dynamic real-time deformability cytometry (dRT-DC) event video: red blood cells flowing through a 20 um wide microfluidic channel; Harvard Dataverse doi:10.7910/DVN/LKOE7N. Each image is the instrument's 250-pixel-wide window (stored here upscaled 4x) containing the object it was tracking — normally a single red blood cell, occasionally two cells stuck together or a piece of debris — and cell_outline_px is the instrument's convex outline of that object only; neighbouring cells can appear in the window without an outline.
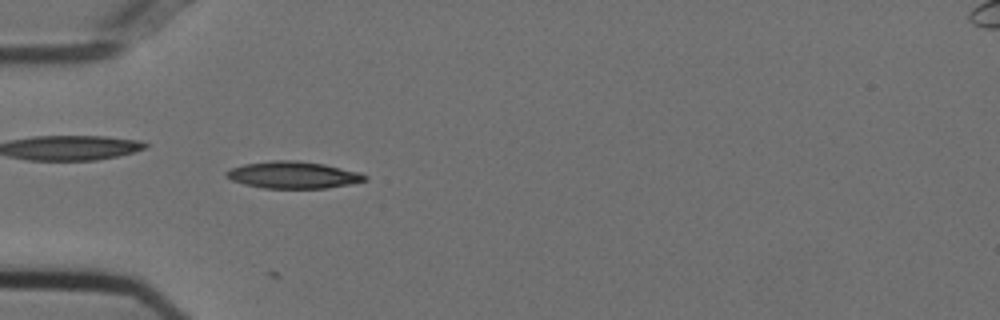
{"species": "Egyptian fruit bat (a non-hibernating species)", "species_latin": "Rousettus aegyptiacus", "temperature_condition": "cold", "stored_images_in_passage": 7, "camera_frame_rate_fps": 3000, "um_per_image_px": 0.085, "animal": {"sex": "female"}, "frame": {"image": 1, "passage_image": 1, "time_ms": 0.0, "image_size_px": [1000, 320], "cell_outline_px": [[368, 180], [328, 188], [264, 188], [244, 184], [232, 180], [224, 176], [224, 172], [232, 168], [244, 164], [272, 160], [296, 160], [324, 164], [360, 172], [368, 176]], "centroid_in_image_um": [24.92, 14.87], "position_along_channel_um": 60.1, "area_um2": 21.79}}
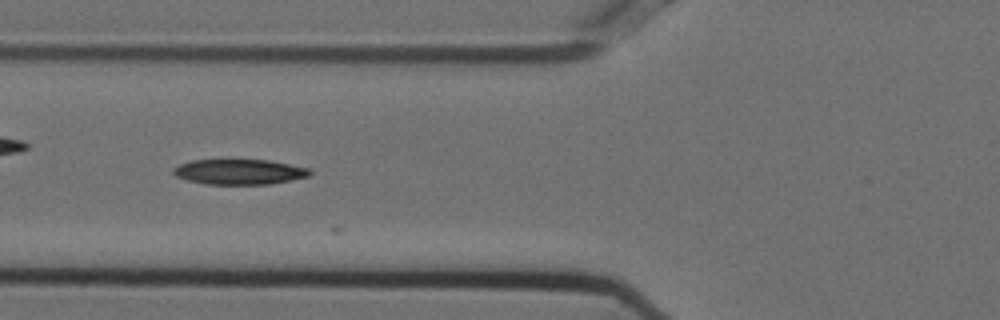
{"frame": {"image": 2, "passage_image": 5, "time_ms": 1.333, "image_size_px": [1000, 320], "cell_outline_px": [[312, 172], [308, 176], [268, 184], [204, 184], [188, 180], [176, 176], [172, 172], [172, 168], [180, 164], [192, 160], [224, 156], [268, 160], [308, 168]], "centroid_in_image_um": [20.24, 14.54], "position_along_channel_um": 105.6, "area_um2": 20.92}}